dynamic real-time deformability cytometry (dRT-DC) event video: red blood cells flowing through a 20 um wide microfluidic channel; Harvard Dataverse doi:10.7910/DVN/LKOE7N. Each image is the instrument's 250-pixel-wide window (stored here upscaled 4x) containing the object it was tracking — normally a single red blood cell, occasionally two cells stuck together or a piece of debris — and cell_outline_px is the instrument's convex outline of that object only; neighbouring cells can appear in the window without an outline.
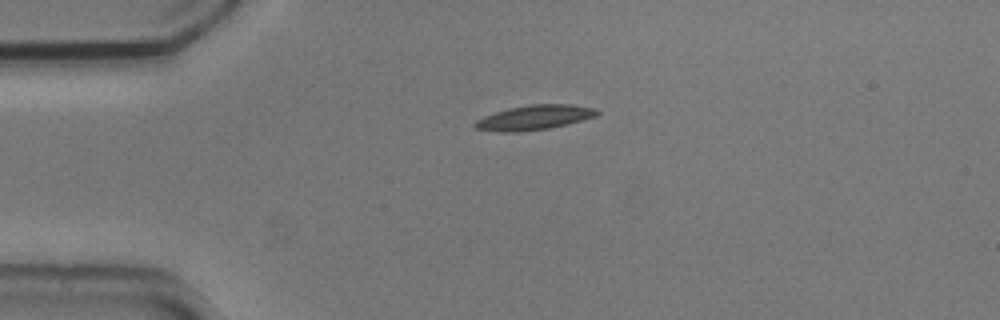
{"species": "common noctule bat (a hibernating species)", "species_latin": "Nyctalus noctula", "temperature_condition": "cold", "stored_images_in_passage": 5, "camera_frame_rate_fps": 3000, "um_per_image_px": 0.085, "animal": {"sex": "male", "body_mass_g": 20.5, "forearm_length_mm": 52.5}, "frame": {"image": 1, "passage_image": 2, "time_ms": 0.333, "image_size_px": [1000, 320], "cell_outline_px": [[600, 112], [596, 116], [548, 128], [520, 132], [496, 132], [476, 128], [472, 124], [476, 120], [484, 116], [508, 108], [532, 104], [568, 104], [596, 108]], "centroid_in_image_um": [45.38, 9.98], "position_along_channel_um": 39.6, "area_um2": 17.4}}